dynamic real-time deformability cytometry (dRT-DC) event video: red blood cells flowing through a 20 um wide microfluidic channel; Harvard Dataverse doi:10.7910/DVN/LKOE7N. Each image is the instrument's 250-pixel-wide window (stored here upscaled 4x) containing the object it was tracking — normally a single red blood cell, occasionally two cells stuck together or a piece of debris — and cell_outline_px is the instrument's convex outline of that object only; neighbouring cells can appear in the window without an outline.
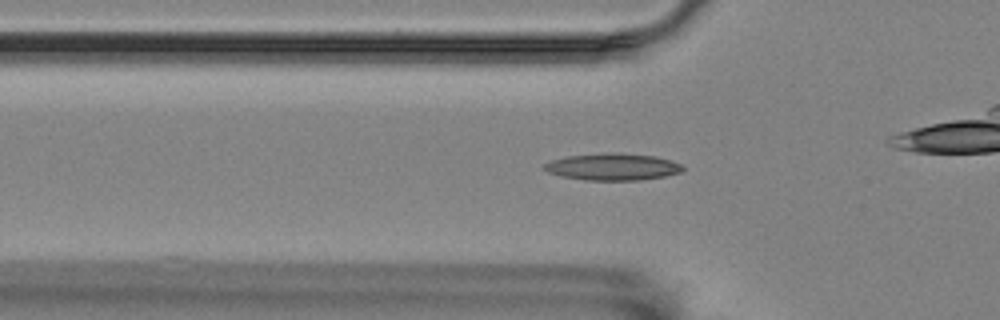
{"species": "Egyptian fruit bat (a non-hibernating species)", "species_latin": "Rousettus aegyptiacus", "temperature_condition": "room temperature", "stored_images_in_passage": 48, "camera_frame_rate_fps": 3000, "um_per_image_px": 0.085, "animal": {"sex": "female"}, "frame": {"image": 1, "passage_image": 9, "time_ms": 2.667, "image_size_px": [1000, 320], "cell_outline_px": [[684, 172], [664, 176], [640, 180], [584, 180], [560, 176], [548, 172], [544, 168], [544, 164], [552, 160], [568, 156], [616, 152], [656, 156], [672, 160], [680, 164], [684, 168]], "centroid_in_image_um": [52.12, 14.18], "position_along_channel_um": 73.7, "area_um2": 21.73}}
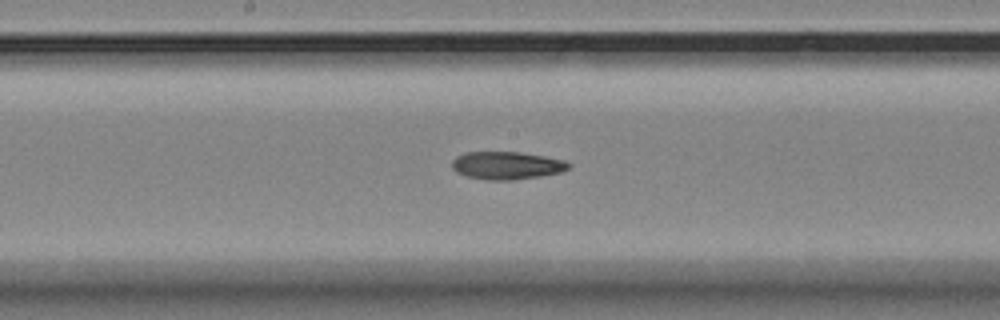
{"frame": {"image": 2, "passage_image": 20, "time_ms": 6.333, "image_size_px": [1000, 320], "cell_outline_px": [[572, 164], [568, 168], [560, 172], [540, 176], [512, 180], [484, 180], [464, 176], [456, 172], [452, 168], [452, 160], [456, 156], [468, 152], [520, 152], [544, 156], [564, 160]], "centroid_in_image_um": [43.04, 14.07], "position_along_channel_um": 205.2, "area_um2": 18.96}}
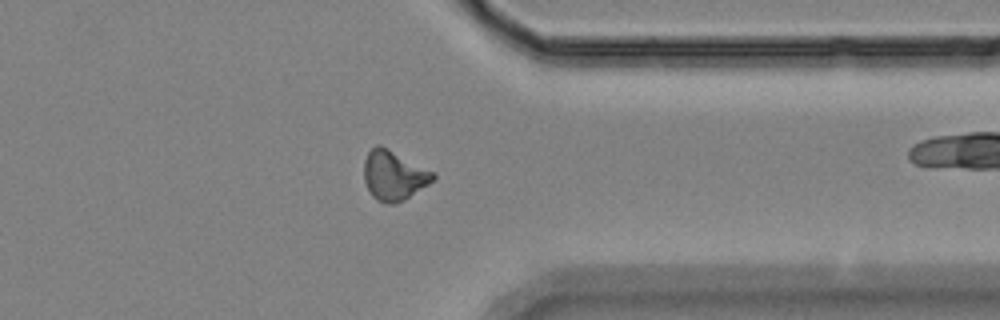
{"frame": {"image": 3, "passage_image": 35, "time_ms": 11.333, "image_size_px": [1000, 320], "cell_outline_px": [[436, 180], [404, 200], [396, 204], [388, 204], [376, 200], [372, 196], [364, 180], [364, 160], [368, 152], [376, 144], [380, 144], [436, 172]], "centroid_in_image_um": [33.5, 14.91], "position_along_channel_um": 377.9, "area_um2": 20.35}}